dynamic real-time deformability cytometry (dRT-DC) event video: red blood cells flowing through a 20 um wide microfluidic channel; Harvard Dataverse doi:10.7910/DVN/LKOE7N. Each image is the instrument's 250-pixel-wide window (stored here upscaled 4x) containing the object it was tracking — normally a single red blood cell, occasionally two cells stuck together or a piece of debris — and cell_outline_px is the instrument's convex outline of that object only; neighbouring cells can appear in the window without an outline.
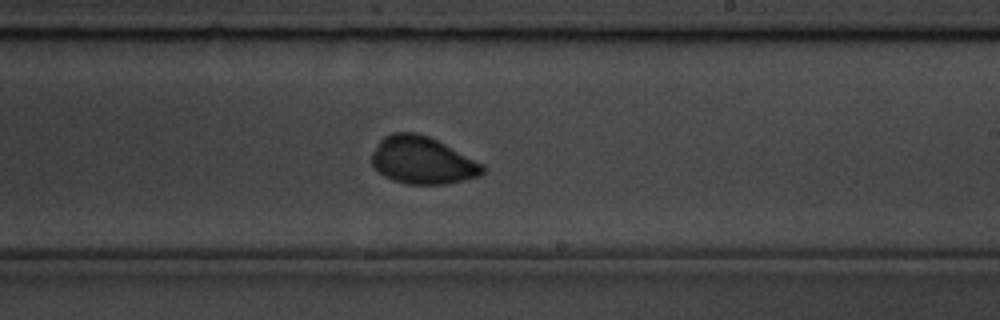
{"species": "common noctule bat (a hibernating species)", "species_latin": "Nyctalus noctula", "temperature_condition": "room temperature", "stored_images_in_passage": 41, "camera_frame_rate_fps": 3000, "um_per_image_px": 0.085, "animal": {"sex": "male", "body_mass_g": 19.5, "forearm_length_mm": 54.6}, "frame": {"image": 1, "passage_image": 18, "time_ms": 5.667, "image_size_px": [1000, 320], "cell_outline_px": [[484, 172], [480, 176], [464, 180], [444, 184], [408, 184], [392, 180], [384, 176], [372, 164], [372, 152], [380, 140], [384, 136], [392, 132], [416, 132], [428, 136], [484, 164]], "centroid_in_image_um": [35.9, 13.63], "position_along_channel_um": 253.1, "area_um2": 30.46}}
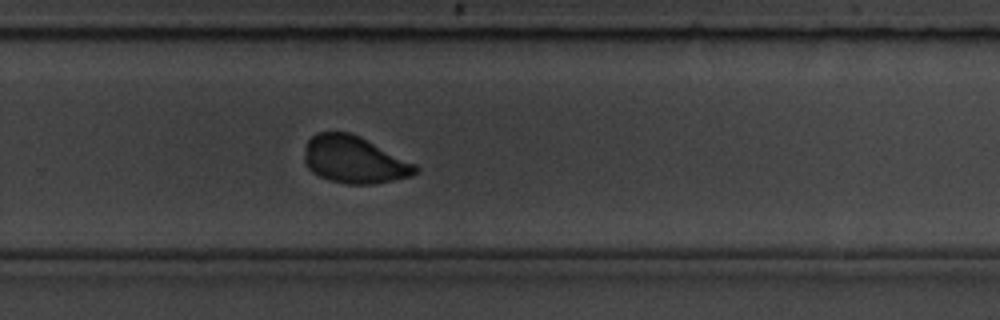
{"frame": {"image": 2, "passage_image": 22, "time_ms": 7.0, "image_size_px": [1000, 320], "cell_outline_px": [[420, 172], [412, 176], [372, 184], [348, 184], [328, 180], [312, 172], [304, 164], [304, 148], [308, 140], [316, 132], [348, 132], [360, 136], [416, 164], [420, 168]], "centroid_in_image_um": [30.1, 13.58], "position_along_channel_um": 299.7, "area_um2": 30.69}}
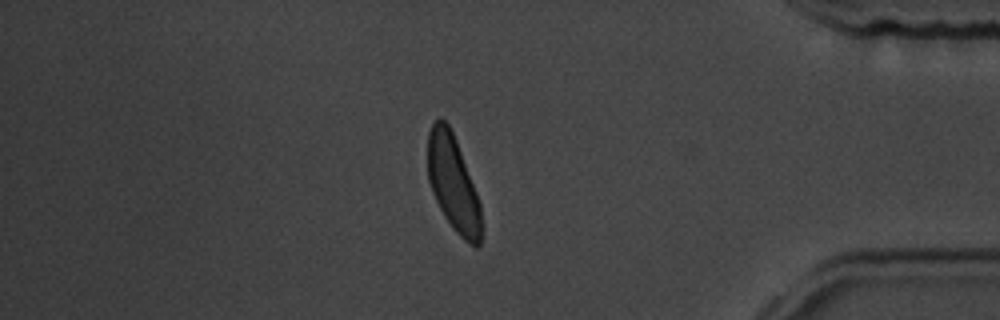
{"frame": {"image": 3, "passage_image": 33, "time_ms": 10.667, "image_size_px": [1000, 320], "cell_outline_px": [[480, 244], [476, 248], [464, 240], [452, 228], [444, 216], [432, 192], [428, 180], [428, 132], [432, 124], [440, 116], [448, 124], [456, 140], [476, 192], [480, 204]], "centroid_in_image_um": [38.49, 15.58], "position_along_channel_um": 396.7, "area_um2": 29.54}}